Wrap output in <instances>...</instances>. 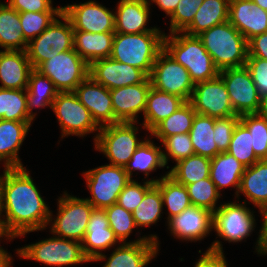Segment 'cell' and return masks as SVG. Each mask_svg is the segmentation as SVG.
I'll return each instance as SVG.
<instances>
[{
	"mask_svg": "<svg viewBox=\"0 0 267 267\" xmlns=\"http://www.w3.org/2000/svg\"><path fill=\"white\" fill-rule=\"evenodd\" d=\"M89 76L109 90L139 84L148 77L142 70L110 57L93 61L89 65Z\"/></svg>",
	"mask_w": 267,
	"mask_h": 267,
	"instance_id": "16",
	"label": "cell"
},
{
	"mask_svg": "<svg viewBox=\"0 0 267 267\" xmlns=\"http://www.w3.org/2000/svg\"><path fill=\"white\" fill-rule=\"evenodd\" d=\"M160 179L147 180L144 185L131 180L120 192L117 204L132 212L143 200L145 193Z\"/></svg>",
	"mask_w": 267,
	"mask_h": 267,
	"instance_id": "47",
	"label": "cell"
},
{
	"mask_svg": "<svg viewBox=\"0 0 267 267\" xmlns=\"http://www.w3.org/2000/svg\"><path fill=\"white\" fill-rule=\"evenodd\" d=\"M194 267H227L221 242H213Z\"/></svg>",
	"mask_w": 267,
	"mask_h": 267,
	"instance_id": "52",
	"label": "cell"
},
{
	"mask_svg": "<svg viewBox=\"0 0 267 267\" xmlns=\"http://www.w3.org/2000/svg\"><path fill=\"white\" fill-rule=\"evenodd\" d=\"M0 119L21 122L33 121L28 116L26 89L0 88Z\"/></svg>",
	"mask_w": 267,
	"mask_h": 267,
	"instance_id": "39",
	"label": "cell"
},
{
	"mask_svg": "<svg viewBox=\"0 0 267 267\" xmlns=\"http://www.w3.org/2000/svg\"><path fill=\"white\" fill-rule=\"evenodd\" d=\"M257 114L267 119V94L264 96H261L260 106H259Z\"/></svg>",
	"mask_w": 267,
	"mask_h": 267,
	"instance_id": "58",
	"label": "cell"
},
{
	"mask_svg": "<svg viewBox=\"0 0 267 267\" xmlns=\"http://www.w3.org/2000/svg\"><path fill=\"white\" fill-rule=\"evenodd\" d=\"M110 228L114 231L118 240L126 243V239L135 227L132 212L119 206L117 203L105 208Z\"/></svg>",
	"mask_w": 267,
	"mask_h": 267,
	"instance_id": "45",
	"label": "cell"
},
{
	"mask_svg": "<svg viewBox=\"0 0 267 267\" xmlns=\"http://www.w3.org/2000/svg\"><path fill=\"white\" fill-rule=\"evenodd\" d=\"M256 5L267 11V0H252Z\"/></svg>",
	"mask_w": 267,
	"mask_h": 267,
	"instance_id": "60",
	"label": "cell"
},
{
	"mask_svg": "<svg viewBox=\"0 0 267 267\" xmlns=\"http://www.w3.org/2000/svg\"><path fill=\"white\" fill-rule=\"evenodd\" d=\"M51 108L62 129V138L67 135L82 137L100 130L90 111L78 100L73 91L58 92Z\"/></svg>",
	"mask_w": 267,
	"mask_h": 267,
	"instance_id": "11",
	"label": "cell"
},
{
	"mask_svg": "<svg viewBox=\"0 0 267 267\" xmlns=\"http://www.w3.org/2000/svg\"><path fill=\"white\" fill-rule=\"evenodd\" d=\"M158 237L152 235L121 244L103 267H145L158 253Z\"/></svg>",
	"mask_w": 267,
	"mask_h": 267,
	"instance_id": "22",
	"label": "cell"
},
{
	"mask_svg": "<svg viewBox=\"0 0 267 267\" xmlns=\"http://www.w3.org/2000/svg\"><path fill=\"white\" fill-rule=\"evenodd\" d=\"M240 192L260 210L267 207V159L259 160L245 168Z\"/></svg>",
	"mask_w": 267,
	"mask_h": 267,
	"instance_id": "29",
	"label": "cell"
},
{
	"mask_svg": "<svg viewBox=\"0 0 267 267\" xmlns=\"http://www.w3.org/2000/svg\"><path fill=\"white\" fill-rule=\"evenodd\" d=\"M92 198L86 200L98 209L117 203L120 192L132 180L124 167L104 165L84 173Z\"/></svg>",
	"mask_w": 267,
	"mask_h": 267,
	"instance_id": "8",
	"label": "cell"
},
{
	"mask_svg": "<svg viewBox=\"0 0 267 267\" xmlns=\"http://www.w3.org/2000/svg\"><path fill=\"white\" fill-rule=\"evenodd\" d=\"M2 210H5L6 228L14 238L43 230L52 221V213L25 167L5 168Z\"/></svg>",
	"mask_w": 267,
	"mask_h": 267,
	"instance_id": "1",
	"label": "cell"
},
{
	"mask_svg": "<svg viewBox=\"0 0 267 267\" xmlns=\"http://www.w3.org/2000/svg\"><path fill=\"white\" fill-rule=\"evenodd\" d=\"M240 121V116H228L215 119L214 142L220 152H227L235 126Z\"/></svg>",
	"mask_w": 267,
	"mask_h": 267,
	"instance_id": "49",
	"label": "cell"
},
{
	"mask_svg": "<svg viewBox=\"0 0 267 267\" xmlns=\"http://www.w3.org/2000/svg\"><path fill=\"white\" fill-rule=\"evenodd\" d=\"M157 167H165L163 151L149 139H145L125 166V171L130 178L133 170L143 171L145 176H148L149 172L156 170Z\"/></svg>",
	"mask_w": 267,
	"mask_h": 267,
	"instance_id": "38",
	"label": "cell"
},
{
	"mask_svg": "<svg viewBox=\"0 0 267 267\" xmlns=\"http://www.w3.org/2000/svg\"><path fill=\"white\" fill-rule=\"evenodd\" d=\"M58 204V214L51 226V233L81 243L94 207L86 199L67 193L59 198Z\"/></svg>",
	"mask_w": 267,
	"mask_h": 267,
	"instance_id": "10",
	"label": "cell"
},
{
	"mask_svg": "<svg viewBox=\"0 0 267 267\" xmlns=\"http://www.w3.org/2000/svg\"><path fill=\"white\" fill-rule=\"evenodd\" d=\"M12 263L11 256L0 247V267H10Z\"/></svg>",
	"mask_w": 267,
	"mask_h": 267,
	"instance_id": "57",
	"label": "cell"
},
{
	"mask_svg": "<svg viewBox=\"0 0 267 267\" xmlns=\"http://www.w3.org/2000/svg\"><path fill=\"white\" fill-rule=\"evenodd\" d=\"M167 222L172 235L186 241H198L205 238L213 229V213L191 205Z\"/></svg>",
	"mask_w": 267,
	"mask_h": 267,
	"instance_id": "20",
	"label": "cell"
},
{
	"mask_svg": "<svg viewBox=\"0 0 267 267\" xmlns=\"http://www.w3.org/2000/svg\"><path fill=\"white\" fill-rule=\"evenodd\" d=\"M196 115L192 104L187 101L168 118L163 119L150 134L163 141L166 137L175 134L189 133Z\"/></svg>",
	"mask_w": 267,
	"mask_h": 267,
	"instance_id": "35",
	"label": "cell"
},
{
	"mask_svg": "<svg viewBox=\"0 0 267 267\" xmlns=\"http://www.w3.org/2000/svg\"><path fill=\"white\" fill-rule=\"evenodd\" d=\"M155 185L160 189L163 205L168 207V220L192 205L187 188L177 183L169 173L161 177Z\"/></svg>",
	"mask_w": 267,
	"mask_h": 267,
	"instance_id": "37",
	"label": "cell"
},
{
	"mask_svg": "<svg viewBox=\"0 0 267 267\" xmlns=\"http://www.w3.org/2000/svg\"><path fill=\"white\" fill-rule=\"evenodd\" d=\"M59 92L74 91L89 76V64L75 51H54L37 69Z\"/></svg>",
	"mask_w": 267,
	"mask_h": 267,
	"instance_id": "6",
	"label": "cell"
},
{
	"mask_svg": "<svg viewBox=\"0 0 267 267\" xmlns=\"http://www.w3.org/2000/svg\"><path fill=\"white\" fill-rule=\"evenodd\" d=\"M229 0H204L192 22L182 31L198 36L211 27L228 21Z\"/></svg>",
	"mask_w": 267,
	"mask_h": 267,
	"instance_id": "30",
	"label": "cell"
},
{
	"mask_svg": "<svg viewBox=\"0 0 267 267\" xmlns=\"http://www.w3.org/2000/svg\"><path fill=\"white\" fill-rule=\"evenodd\" d=\"M223 79L234 112L241 116L257 113L261 96L246 66L219 71Z\"/></svg>",
	"mask_w": 267,
	"mask_h": 267,
	"instance_id": "12",
	"label": "cell"
},
{
	"mask_svg": "<svg viewBox=\"0 0 267 267\" xmlns=\"http://www.w3.org/2000/svg\"><path fill=\"white\" fill-rule=\"evenodd\" d=\"M163 206L160 189L154 184L145 193L140 204L132 211L136 228L155 224L161 216Z\"/></svg>",
	"mask_w": 267,
	"mask_h": 267,
	"instance_id": "40",
	"label": "cell"
},
{
	"mask_svg": "<svg viewBox=\"0 0 267 267\" xmlns=\"http://www.w3.org/2000/svg\"><path fill=\"white\" fill-rule=\"evenodd\" d=\"M57 18L63 19L65 22ZM54 21L36 38L40 43L51 45L52 51L62 53L74 49V30L71 21L62 12Z\"/></svg>",
	"mask_w": 267,
	"mask_h": 267,
	"instance_id": "36",
	"label": "cell"
},
{
	"mask_svg": "<svg viewBox=\"0 0 267 267\" xmlns=\"http://www.w3.org/2000/svg\"><path fill=\"white\" fill-rule=\"evenodd\" d=\"M163 49L188 70L194 84L219 75V70L198 36L184 32H174L169 36L164 33Z\"/></svg>",
	"mask_w": 267,
	"mask_h": 267,
	"instance_id": "3",
	"label": "cell"
},
{
	"mask_svg": "<svg viewBox=\"0 0 267 267\" xmlns=\"http://www.w3.org/2000/svg\"><path fill=\"white\" fill-rule=\"evenodd\" d=\"M260 213L264 216V221L260 230V235L259 238L257 240V244L258 245L256 247L258 254H267V207L259 210Z\"/></svg>",
	"mask_w": 267,
	"mask_h": 267,
	"instance_id": "55",
	"label": "cell"
},
{
	"mask_svg": "<svg viewBox=\"0 0 267 267\" xmlns=\"http://www.w3.org/2000/svg\"><path fill=\"white\" fill-rule=\"evenodd\" d=\"M246 68L249 70L252 80L260 96L267 94V59L248 57Z\"/></svg>",
	"mask_w": 267,
	"mask_h": 267,
	"instance_id": "50",
	"label": "cell"
},
{
	"mask_svg": "<svg viewBox=\"0 0 267 267\" xmlns=\"http://www.w3.org/2000/svg\"><path fill=\"white\" fill-rule=\"evenodd\" d=\"M120 242L110 228L105 209L94 208L90 215L85 236L81 242L85 256L91 261H101L106 250ZM98 250V251H97Z\"/></svg>",
	"mask_w": 267,
	"mask_h": 267,
	"instance_id": "18",
	"label": "cell"
},
{
	"mask_svg": "<svg viewBox=\"0 0 267 267\" xmlns=\"http://www.w3.org/2000/svg\"><path fill=\"white\" fill-rule=\"evenodd\" d=\"M135 122H118L100 127L95 136V149L103 152L110 160L109 165L124 167L137 148L144 142L136 136Z\"/></svg>",
	"mask_w": 267,
	"mask_h": 267,
	"instance_id": "5",
	"label": "cell"
},
{
	"mask_svg": "<svg viewBox=\"0 0 267 267\" xmlns=\"http://www.w3.org/2000/svg\"><path fill=\"white\" fill-rule=\"evenodd\" d=\"M189 102L200 115L215 119L239 116L233 110L226 85L219 75L214 79L196 83Z\"/></svg>",
	"mask_w": 267,
	"mask_h": 267,
	"instance_id": "13",
	"label": "cell"
},
{
	"mask_svg": "<svg viewBox=\"0 0 267 267\" xmlns=\"http://www.w3.org/2000/svg\"><path fill=\"white\" fill-rule=\"evenodd\" d=\"M73 92L90 111L92 118L99 127L119 122L114 116L109 89L96 83L90 76L81 82Z\"/></svg>",
	"mask_w": 267,
	"mask_h": 267,
	"instance_id": "17",
	"label": "cell"
},
{
	"mask_svg": "<svg viewBox=\"0 0 267 267\" xmlns=\"http://www.w3.org/2000/svg\"><path fill=\"white\" fill-rule=\"evenodd\" d=\"M2 176L0 177V216L2 214Z\"/></svg>",
	"mask_w": 267,
	"mask_h": 267,
	"instance_id": "61",
	"label": "cell"
},
{
	"mask_svg": "<svg viewBox=\"0 0 267 267\" xmlns=\"http://www.w3.org/2000/svg\"><path fill=\"white\" fill-rule=\"evenodd\" d=\"M149 78L155 89L190 101L195 84L188 70L164 49L157 55Z\"/></svg>",
	"mask_w": 267,
	"mask_h": 267,
	"instance_id": "9",
	"label": "cell"
},
{
	"mask_svg": "<svg viewBox=\"0 0 267 267\" xmlns=\"http://www.w3.org/2000/svg\"><path fill=\"white\" fill-rule=\"evenodd\" d=\"M204 0H180L175 11L170 15V34L182 32L193 20Z\"/></svg>",
	"mask_w": 267,
	"mask_h": 267,
	"instance_id": "48",
	"label": "cell"
},
{
	"mask_svg": "<svg viewBox=\"0 0 267 267\" xmlns=\"http://www.w3.org/2000/svg\"><path fill=\"white\" fill-rule=\"evenodd\" d=\"M114 34L115 32L74 31V49L89 65L98 59L109 58Z\"/></svg>",
	"mask_w": 267,
	"mask_h": 267,
	"instance_id": "26",
	"label": "cell"
},
{
	"mask_svg": "<svg viewBox=\"0 0 267 267\" xmlns=\"http://www.w3.org/2000/svg\"><path fill=\"white\" fill-rule=\"evenodd\" d=\"M162 32H145L139 34H114L110 58L142 70L148 77L163 49Z\"/></svg>",
	"mask_w": 267,
	"mask_h": 267,
	"instance_id": "4",
	"label": "cell"
},
{
	"mask_svg": "<svg viewBox=\"0 0 267 267\" xmlns=\"http://www.w3.org/2000/svg\"><path fill=\"white\" fill-rule=\"evenodd\" d=\"M62 12L19 13L23 37L27 42L39 36ZM56 16V17H55Z\"/></svg>",
	"mask_w": 267,
	"mask_h": 267,
	"instance_id": "44",
	"label": "cell"
},
{
	"mask_svg": "<svg viewBox=\"0 0 267 267\" xmlns=\"http://www.w3.org/2000/svg\"><path fill=\"white\" fill-rule=\"evenodd\" d=\"M251 134L239 121L234 128L228 153L235 157L244 167H250L260 159L255 155Z\"/></svg>",
	"mask_w": 267,
	"mask_h": 267,
	"instance_id": "41",
	"label": "cell"
},
{
	"mask_svg": "<svg viewBox=\"0 0 267 267\" xmlns=\"http://www.w3.org/2000/svg\"><path fill=\"white\" fill-rule=\"evenodd\" d=\"M214 124L215 118L196 113L189 132L196 155L212 159L221 153L214 142Z\"/></svg>",
	"mask_w": 267,
	"mask_h": 267,
	"instance_id": "33",
	"label": "cell"
},
{
	"mask_svg": "<svg viewBox=\"0 0 267 267\" xmlns=\"http://www.w3.org/2000/svg\"><path fill=\"white\" fill-rule=\"evenodd\" d=\"M32 70L26 50L0 51V88L26 89Z\"/></svg>",
	"mask_w": 267,
	"mask_h": 267,
	"instance_id": "24",
	"label": "cell"
},
{
	"mask_svg": "<svg viewBox=\"0 0 267 267\" xmlns=\"http://www.w3.org/2000/svg\"><path fill=\"white\" fill-rule=\"evenodd\" d=\"M185 101L173 94L163 92L151 86L147 96L143 127L150 132L163 119L177 111Z\"/></svg>",
	"mask_w": 267,
	"mask_h": 267,
	"instance_id": "27",
	"label": "cell"
},
{
	"mask_svg": "<svg viewBox=\"0 0 267 267\" xmlns=\"http://www.w3.org/2000/svg\"><path fill=\"white\" fill-rule=\"evenodd\" d=\"M211 159L192 155L182 159L168 172L177 183L188 185L210 177Z\"/></svg>",
	"mask_w": 267,
	"mask_h": 267,
	"instance_id": "34",
	"label": "cell"
},
{
	"mask_svg": "<svg viewBox=\"0 0 267 267\" xmlns=\"http://www.w3.org/2000/svg\"><path fill=\"white\" fill-rule=\"evenodd\" d=\"M240 122L248 129L255 155L267 159V119L257 113L240 116Z\"/></svg>",
	"mask_w": 267,
	"mask_h": 267,
	"instance_id": "42",
	"label": "cell"
},
{
	"mask_svg": "<svg viewBox=\"0 0 267 267\" xmlns=\"http://www.w3.org/2000/svg\"><path fill=\"white\" fill-rule=\"evenodd\" d=\"M31 123L0 119V161H4V168H23L17 153Z\"/></svg>",
	"mask_w": 267,
	"mask_h": 267,
	"instance_id": "25",
	"label": "cell"
},
{
	"mask_svg": "<svg viewBox=\"0 0 267 267\" xmlns=\"http://www.w3.org/2000/svg\"><path fill=\"white\" fill-rule=\"evenodd\" d=\"M19 12L0 3V46L5 50H26L28 42L22 34Z\"/></svg>",
	"mask_w": 267,
	"mask_h": 267,
	"instance_id": "32",
	"label": "cell"
},
{
	"mask_svg": "<svg viewBox=\"0 0 267 267\" xmlns=\"http://www.w3.org/2000/svg\"><path fill=\"white\" fill-rule=\"evenodd\" d=\"M243 203H224L213 213V229L228 242L242 241L255 227V217Z\"/></svg>",
	"mask_w": 267,
	"mask_h": 267,
	"instance_id": "14",
	"label": "cell"
},
{
	"mask_svg": "<svg viewBox=\"0 0 267 267\" xmlns=\"http://www.w3.org/2000/svg\"><path fill=\"white\" fill-rule=\"evenodd\" d=\"M0 217H2V216H0ZM3 236H5L9 239L14 238L13 235L7 230L4 219L3 220L0 219V238L1 237L3 238Z\"/></svg>",
	"mask_w": 267,
	"mask_h": 267,
	"instance_id": "59",
	"label": "cell"
},
{
	"mask_svg": "<svg viewBox=\"0 0 267 267\" xmlns=\"http://www.w3.org/2000/svg\"><path fill=\"white\" fill-rule=\"evenodd\" d=\"M156 3L158 7L170 16L176 9L180 0H151Z\"/></svg>",
	"mask_w": 267,
	"mask_h": 267,
	"instance_id": "56",
	"label": "cell"
},
{
	"mask_svg": "<svg viewBox=\"0 0 267 267\" xmlns=\"http://www.w3.org/2000/svg\"><path fill=\"white\" fill-rule=\"evenodd\" d=\"M58 92L53 82L47 76L33 69L30 72L26 88L28 116L32 120L35 118L36 114L32 111L35 107L43 108L49 106L51 108Z\"/></svg>",
	"mask_w": 267,
	"mask_h": 267,
	"instance_id": "31",
	"label": "cell"
},
{
	"mask_svg": "<svg viewBox=\"0 0 267 267\" xmlns=\"http://www.w3.org/2000/svg\"><path fill=\"white\" fill-rule=\"evenodd\" d=\"M8 5L17 12H62V7H52V0H9Z\"/></svg>",
	"mask_w": 267,
	"mask_h": 267,
	"instance_id": "51",
	"label": "cell"
},
{
	"mask_svg": "<svg viewBox=\"0 0 267 267\" xmlns=\"http://www.w3.org/2000/svg\"><path fill=\"white\" fill-rule=\"evenodd\" d=\"M51 45L40 43V40H30L26 53L33 69H37L52 53Z\"/></svg>",
	"mask_w": 267,
	"mask_h": 267,
	"instance_id": "53",
	"label": "cell"
},
{
	"mask_svg": "<svg viewBox=\"0 0 267 267\" xmlns=\"http://www.w3.org/2000/svg\"><path fill=\"white\" fill-rule=\"evenodd\" d=\"M198 38L219 71L245 66L248 41L229 21L203 31Z\"/></svg>",
	"mask_w": 267,
	"mask_h": 267,
	"instance_id": "2",
	"label": "cell"
},
{
	"mask_svg": "<svg viewBox=\"0 0 267 267\" xmlns=\"http://www.w3.org/2000/svg\"><path fill=\"white\" fill-rule=\"evenodd\" d=\"M193 206L205 208L212 213L216 211L220 191L217 190L211 178L202 179L196 183L185 185Z\"/></svg>",
	"mask_w": 267,
	"mask_h": 267,
	"instance_id": "43",
	"label": "cell"
},
{
	"mask_svg": "<svg viewBox=\"0 0 267 267\" xmlns=\"http://www.w3.org/2000/svg\"><path fill=\"white\" fill-rule=\"evenodd\" d=\"M245 168L228 152H221L211 159L210 178L218 191L228 186L236 187L238 197Z\"/></svg>",
	"mask_w": 267,
	"mask_h": 267,
	"instance_id": "28",
	"label": "cell"
},
{
	"mask_svg": "<svg viewBox=\"0 0 267 267\" xmlns=\"http://www.w3.org/2000/svg\"><path fill=\"white\" fill-rule=\"evenodd\" d=\"M248 57L267 59V32L248 41Z\"/></svg>",
	"mask_w": 267,
	"mask_h": 267,
	"instance_id": "54",
	"label": "cell"
},
{
	"mask_svg": "<svg viewBox=\"0 0 267 267\" xmlns=\"http://www.w3.org/2000/svg\"><path fill=\"white\" fill-rule=\"evenodd\" d=\"M149 0H121L115 13V32L139 34L161 32L158 28H145L149 18Z\"/></svg>",
	"mask_w": 267,
	"mask_h": 267,
	"instance_id": "23",
	"label": "cell"
},
{
	"mask_svg": "<svg viewBox=\"0 0 267 267\" xmlns=\"http://www.w3.org/2000/svg\"><path fill=\"white\" fill-rule=\"evenodd\" d=\"M62 12L71 21L74 31L115 32V12L112 13L92 0L78 5L64 6Z\"/></svg>",
	"mask_w": 267,
	"mask_h": 267,
	"instance_id": "15",
	"label": "cell"
},
{
	"mask_svg": "<svg viewBox=\"0 0 267 267\" xmlns=\"http://www.w3.org/2000/svg\"><path fill=\"white\" fill-rule=\"evenodd\" d=\"M228 21L247 41L267 32V11L252 0H229Z\"/></svg>",
	"mask_w": 267,
	"mask_h": 267,
	"instance_id": "21",
	"label": "cell"
},
{
	"mask_svg": "<svg viewBox=\"0 0 267 267\" xmlns=\"http://www.w3.org/2000/svg\"><path fill=\"white\" fill-rule=\"evenodd\" d=\"M162 144L167 152H163L165 165L168 164V155L178 162L195 154L189 133L166 137Z\"/></svg>",
	"mask_w": 267,
	"mask_h": 267,
	"instance_id": "46",
	"label": "cell"
},
{
	"mask_svg": "<svg viewBox=\"0 0 267 267\" xmlns=\"http://www.w3.org/2000/svg\"><path fill=\"white\" fill-rule=\"evenodd\" d=\"M150 78L142 83L111 89L114 116L119 122H137L138 113L145 112Z\"/></svg>",
	"mask_w": 267,
	"mask_h": 267,
	"instance_id": "19",
	"label": "cell"
},
{
	"mask_svg": "<svg viewBox=\"0 0 267 267\" xmlns=\"http://www.w3.org/2000/svg\"><path fill=\"white\" fill-rule=\"evenodd\" d=\"M17 253L20 257L49 266L59 267L90 262L80 242L57 236L17 249Z\"/></svg>",
	"mask_w": 267,
	"mask_h": 267,
	"instance_id": "7",
	"label": "cell"
}]
</instances>
